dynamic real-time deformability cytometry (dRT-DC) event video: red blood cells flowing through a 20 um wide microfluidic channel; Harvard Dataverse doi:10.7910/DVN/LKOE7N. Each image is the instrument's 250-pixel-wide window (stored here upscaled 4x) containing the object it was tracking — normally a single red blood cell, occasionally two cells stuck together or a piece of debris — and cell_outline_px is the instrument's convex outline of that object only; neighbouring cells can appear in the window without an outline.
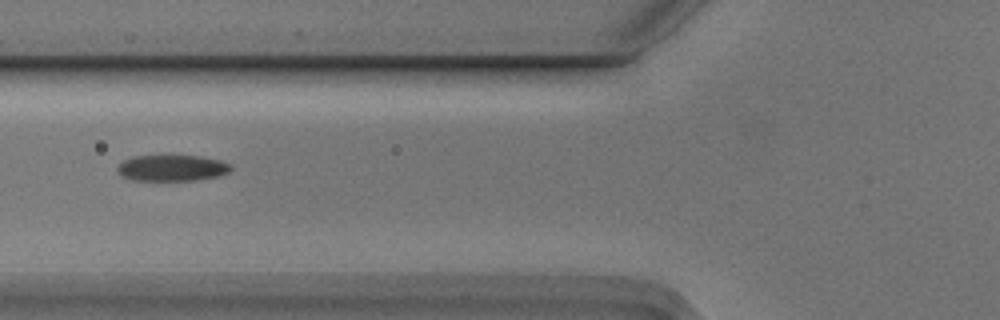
{"species": "Egyptian fruit bat (a non-hibernating species)", "species_latin": "Rousettus aegyptiacus", "temperature_condition": "cold", "stored_images_in_passage": 4, "camera_frame_rate_fps": 3000, "um_per_image_px": 0.085, "animal": {"sex": "male"}, "frame": {"image": 1, "passage_image": 2, "time_ms": 0.333, "image_size_px": [1000, 320], "cell_outline_px": [[232, 168], [228, 172], [216, 176], [196, 180], [132, 180], [120, 176], [116, 168], [124, 160], [132, 156], [200, 156], [220, 160], [232, 164]], "centroid_in_image_um": [14.6, 14.28], "position_along_channel_um": 111.2, "area_um2": 17.22}}
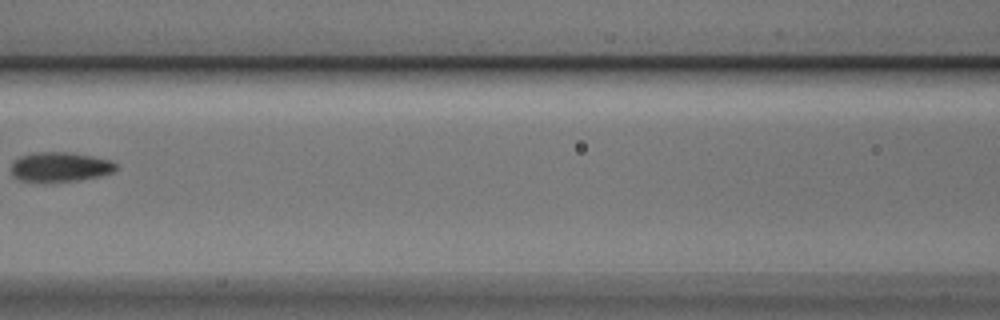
{"frame": {"image": 2, "passage_image": 3, "time_ms": 0.667, "image_size_px": [1000, 320], "cell_outline_px": [[116, 168], [112, 172], [100, 176], [76, 180], [44, 184], [20, 180], [12, 176], [12, 160], [20, 156], [32, 152], [64, 152], [92, 156], [108, 160], [116, 164]], "centroid_in_image_um": [5.01, 14.21], "position_along_channel_um": 161.6, "area_um2": 18.38}}
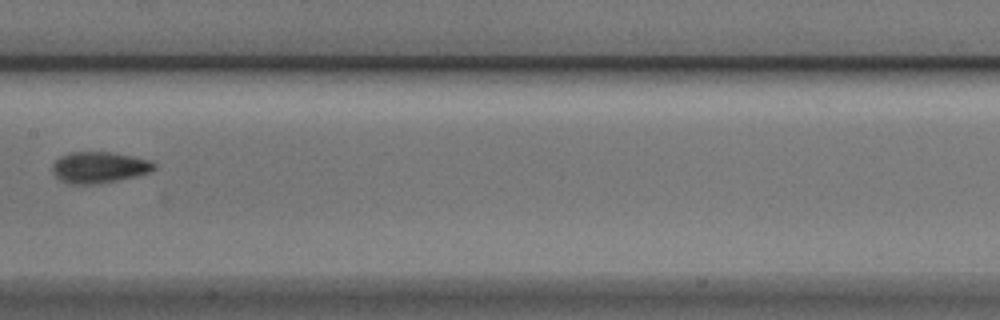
{"frame": {"image": 3, "passage_image": 4, "time_ms": 1.0, "image_size_px": [1000, 320], "cell_outline_px": [[156, 168], [148, 172], [100, 184], [68, 184], [60, 180], [52, 172], [52, 164], [60, 156], [68, 152], [112, 152], [152, 160], [156, 164]], "centroid_in_image_um": [8.39, 14.22], "position_along_channel_um": 199.0, "area_um2": 18.55}}